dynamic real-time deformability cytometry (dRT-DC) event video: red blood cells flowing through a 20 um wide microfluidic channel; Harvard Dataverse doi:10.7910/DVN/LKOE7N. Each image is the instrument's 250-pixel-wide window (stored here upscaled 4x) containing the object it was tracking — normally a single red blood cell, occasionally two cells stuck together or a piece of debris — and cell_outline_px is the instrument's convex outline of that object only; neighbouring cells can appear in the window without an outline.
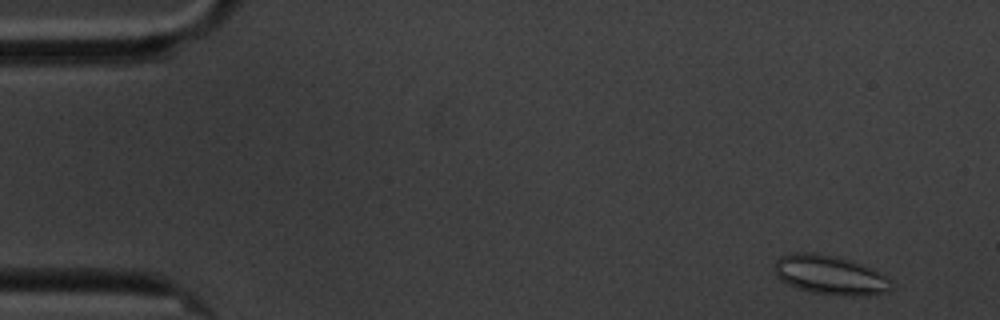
{"species": "common noctule bat (a hibernating species)", "species_latin": "Nyctalus noctula", "temperature_condition": "cold", "stored_images_in_passage": 58, "camera_frame_rate_fps": 3000, "um_per_image_px": 0.085, "animal": {"sex": "male", "body_mass_g": 20.1, "forearm_length_mm": 53.5}, "frame": {"image": 1, "passage_image": 3, "time_ms": 0.667, "image_size_px": [1000, 320], "cell_outline_px": [[892, 288], [884, 292], [868, 296], [844, 296], [812, 292], [788, 284], [780, 280], [776, 276], [772, 268], [772, 264], [780, 256], [796, 252], [816, 252], [836, 256], [852, 260], [864, 264], [888, 276], [892, 280]], "centroid_in_image_um": [70.56, 23.36], "position_along_channel_um": 14.4, "area_um2": 27.28}}
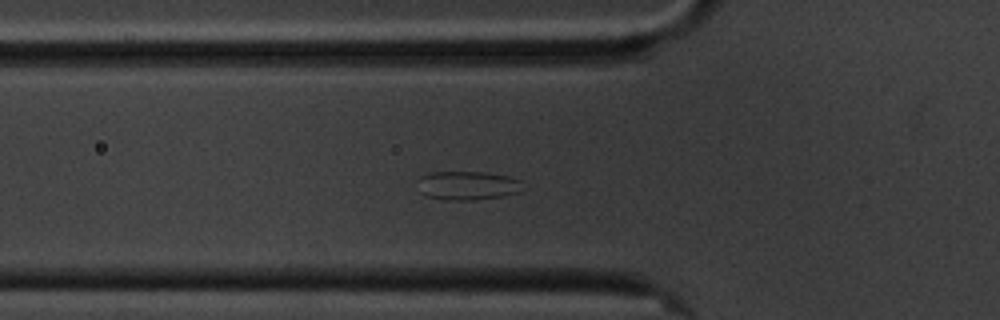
{"frame": {"image": 2, "passage_image": 19, "time_ms": 6.0, "image_size_px": [1000, 320], "cell_outline_px": [[524, 188], [520, 192], [504, 196], [472, 200], [444, 200], [424, 196], [420, 192], [416, 180], [420, 176], [432, 172], [484, 172], [508, 176], [520, 180]], "centroid_in_image_um": [39.72, 15.78], "position_along_channel_um": 86.1, "area_um2": 17.98}}
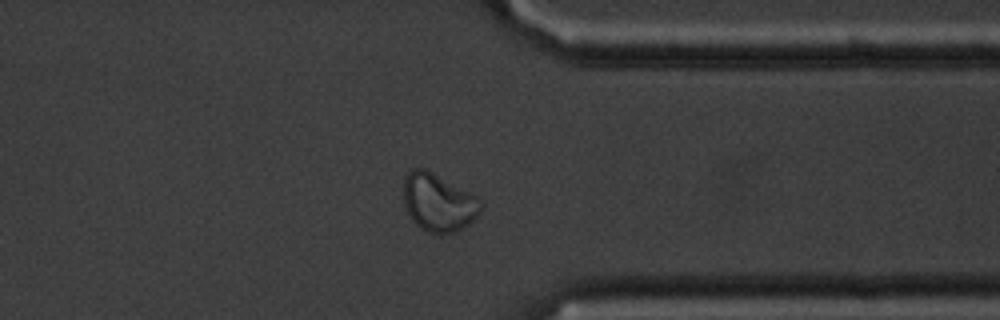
{"frame": {"image": 3, "passage_image": 45, "time_ms": 14.667, "image_size_px": [1000, 320], "cell_outline_px": [[480, 212], [468, 224], [452, 232], [428, 232], [420, 228], [412, 220], [404, 204], [404, 176], [412, 168], [424, 168], [432, 172], [476, 196], [480, 200]], "centroid_in_image_um": [37.22, 17.18], "position_along_channel_um": 374.2, "area_um2": 25.43}}